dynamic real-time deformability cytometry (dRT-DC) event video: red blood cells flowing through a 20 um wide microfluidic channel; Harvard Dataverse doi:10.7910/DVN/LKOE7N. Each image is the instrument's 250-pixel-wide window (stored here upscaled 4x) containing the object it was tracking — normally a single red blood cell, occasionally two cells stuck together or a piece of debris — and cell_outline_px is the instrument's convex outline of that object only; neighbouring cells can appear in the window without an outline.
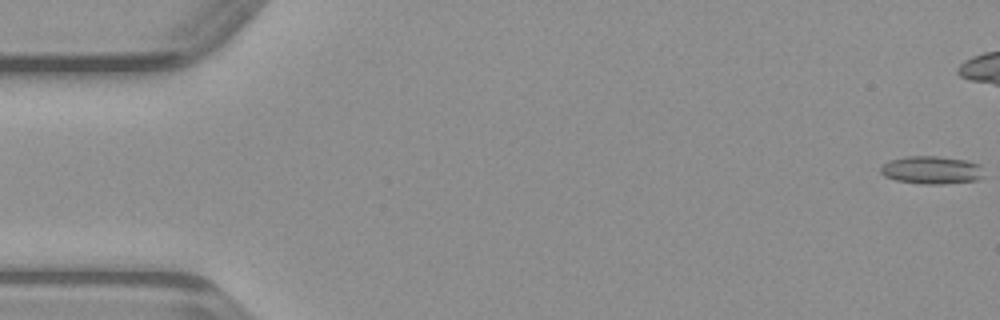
{"species": "common noctule bat (a hibernating species)", "species_latin": "Nyctalus noctula", "temperature_condition": "warm", "stored_images_in_passage": 39, "camera_frame_rate_fps": 3000, "um_per_image_px": 0.085, "animal": {"sex": "male", "body_mass_g": 23.1, "forearm_length_mm": 52.7}, "frame": {"image": 1, "passage_image": 1, "time_ms": 0.0, "image_size_px": [1000, 320], "cell_outline_px": [[984, 176], [976, 180], [944, 184], [924, 184], [896, 180], [884, 176], [880, 172], [880, 168], [888, 160], [908, 156], [936, 156], [964, 160], [980, 164]], "centroid_in_image_um": [79.17, 14.45], "position_along_channel_um": 5.8, "area_um2": 16.76}}
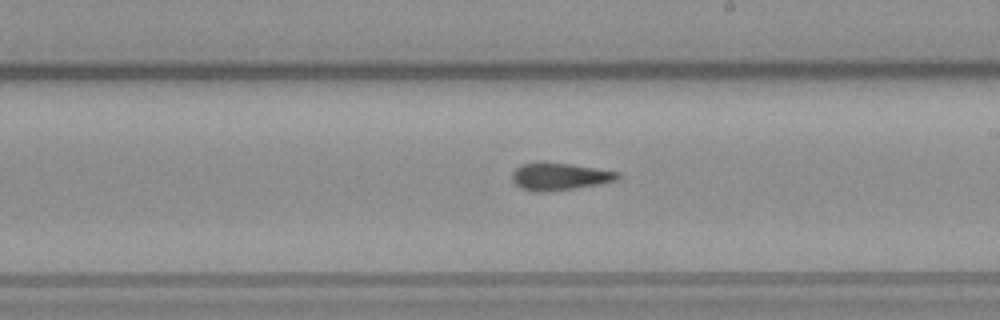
{"frame": {"image": 2, "passage_image": 28, "time_ms": 9.0, "image_size_px": [1000, 320], "cell_outline_px": [[620, 176], [616, 180], [600, 184], [576, 188], [548, 192], [532, 192], [520, 188], [512, 180], [512, 172], [520, 164], [540, 160], [544, 160], [620, 172]], "centroid_in_image_um": [47.5, 14.99], "position_along_channel_um": 241.5, "area_um2": 17.28}}
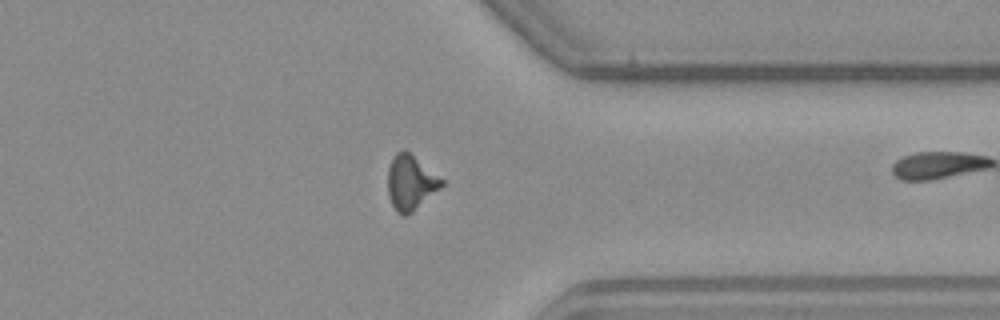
{"frame": {"image": 3, "passage_image": 38, "time_ms": 12.333, "image_size_px": [1000, 320], "cell_outline_px": [[444, 184], [440, 188], [412, 212], [404, 216], [396, 212], [388, 196], [388, 168], [392, 156], [396, 152], [404, 148], [444, 180]], "centroid_in_image_um": [34.88, 15.5], "position_along_channel_um": 376.5, "area_um2": 17.17}}